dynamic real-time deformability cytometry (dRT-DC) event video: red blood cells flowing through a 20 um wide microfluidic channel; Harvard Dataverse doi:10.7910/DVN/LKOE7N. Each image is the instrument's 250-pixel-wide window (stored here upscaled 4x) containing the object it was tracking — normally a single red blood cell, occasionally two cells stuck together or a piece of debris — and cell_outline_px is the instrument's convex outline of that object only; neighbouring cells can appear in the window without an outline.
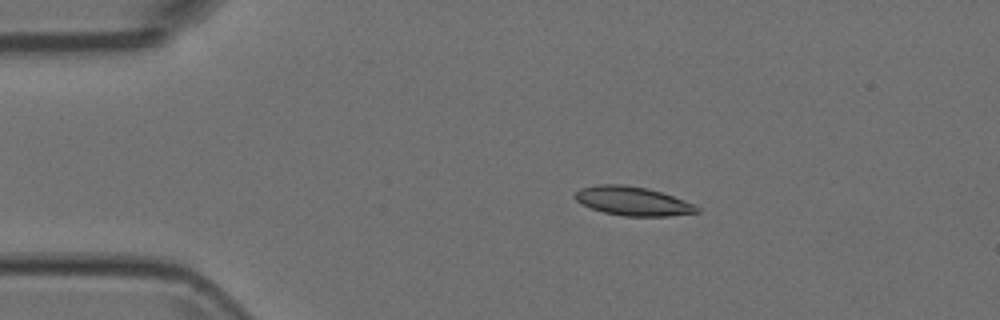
{"species": "Egyptian fruit bat (a non-hibernating species)", "species_latin": "Rousettus aegyptiacus", "temperature_condition": "room temperature", "stored_images_in_passage": 8, "camera_frame_rate_fps": 3000, "um_per_image_px": 0.085, "animal": {"sex": "female"}, "frame": {"image": 1, "passage_image": 3, "time_ms": 0.667, "image_size_px": [1000, 320], "cell_outline_px": [[700, 212], [668, 216], [624, 216], [604, 212], [580, 204], [572, 196], [580, 188], [596, 184], [624, 184], [648, 188], [672, 196], [692, 204], [700, 208]], "centroid_in_image_um": [53.73, 17.08], "position_along_channel_um": 31.3, "area_um2": 20.52}}
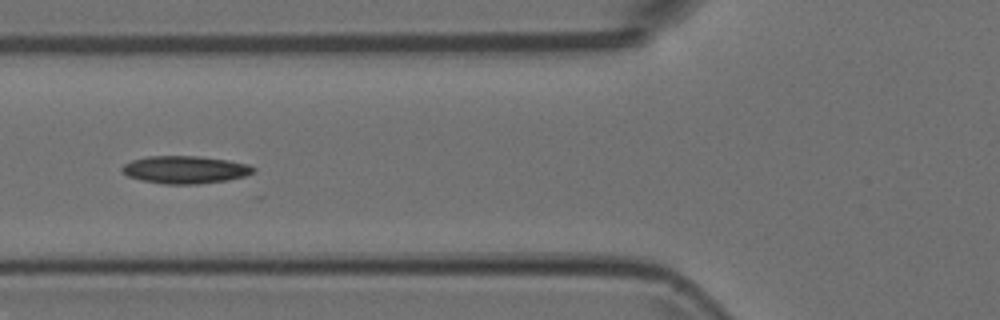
{"frame": {"image": 2, "passage_image": 6, "time_ms": 1.667, "image_size_px": [1000, 320], "cell_outline_px": [[256, 172], [244, 176], [228, 180], [196, 184], [164, 184], [140, 180], [128, 176], [120, 172], [120, 168], [124, 164], [132, 160], [148, 156], [196, 156], [228, 160], [248, 164], [256, 168]], "centroid_in_image_um": [15.72, 14.42], "position_along_channel_um": 110.1, "area_um2": 21.27}}
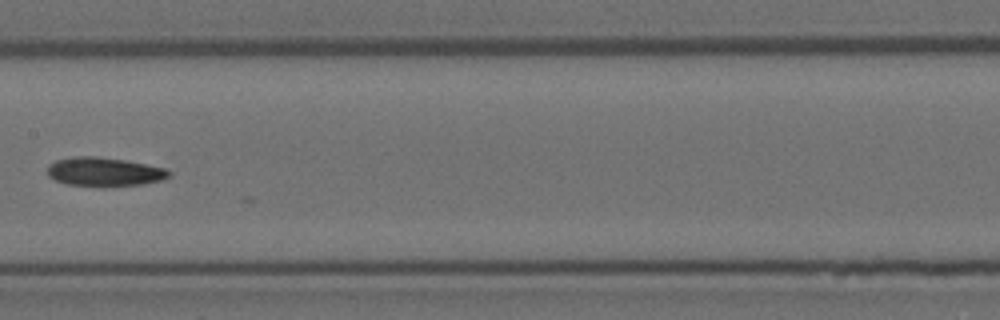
{"frame": {"image": 3, "passage_image": 8, "time_ms": 2.333, "image_size_px": [1000, 320], "cell_outline_px": [[172, 172], [164, 180], [144, 184], [104, 188], [100, 188], [68, 184], [56, 180], [48, 176], [48, 164], [56, 160], [72, 156], [96, 156], [124, 160], [164, 168]], "centroid_in_image_um": [8.85, 14.63], "position_along_channel_um": 198.5, "area_um2": 20.87}}